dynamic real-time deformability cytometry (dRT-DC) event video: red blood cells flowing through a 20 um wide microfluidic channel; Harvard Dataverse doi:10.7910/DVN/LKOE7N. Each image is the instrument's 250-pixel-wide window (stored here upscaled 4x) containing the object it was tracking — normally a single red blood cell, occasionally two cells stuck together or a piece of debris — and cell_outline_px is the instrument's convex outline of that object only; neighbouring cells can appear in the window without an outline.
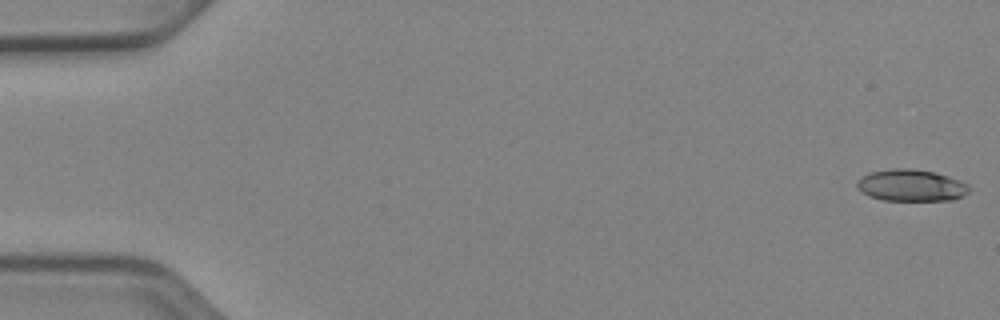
{"species": "Egyptian fruit bat (a non-hibernating species)", "species_latin": "Rousettus aegyptiacus", "temperature_condition": "cold", "stored_images_in_passage": 10, "camera_frame_rate_fps": 3000, "um_per_image_px": 0.085, "animal": {"sex": "female"}, "frame": {"image": 1, "passage_image": 1, "time_ms": 0.0, "image_size_px": [1000, 320], "cell_outline_px": [[968, 192], [952, 200], [884, 200], [868, 196], [856, 188], [856, 180], [860, 176], [872, 172], [892, 168], [912, 168], [936, 172], [960, 180], [968, 184]], "centroid_in_image_um": [77.4, 15.74], "position_along_channel_um": 7.6, "area_um2": 20.87}}